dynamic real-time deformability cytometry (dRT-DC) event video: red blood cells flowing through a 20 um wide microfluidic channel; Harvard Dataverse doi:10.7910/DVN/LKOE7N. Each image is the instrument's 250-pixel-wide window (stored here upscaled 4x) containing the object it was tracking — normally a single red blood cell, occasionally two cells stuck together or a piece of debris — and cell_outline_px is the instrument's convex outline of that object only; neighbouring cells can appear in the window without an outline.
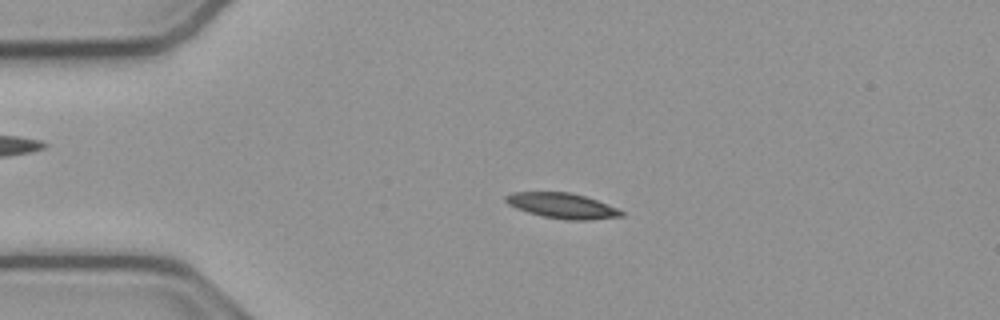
{"species": "common noctule bat (a hibernating species)", "species_latin": "Nyctalus noctula", "temperature_condition": "cold", "stored_images_in_passage": 54, "camera_frame_rate_fps": 3000, "um_per_image_px": 0.085, "animal": {"sex": "male", "body_mass_g": 23.1, "forearm_length_mm": 52.7}, "frame": {"image": 1, "passage_image": 12, "time_ms": 3.667, "image_size_px": [1000, 320], "cell_outline_px": [[624, 216], [588, 220], [564, 220], [544, 216], [528, 212], [516, 208], [508, 204], [504, 200], [504, 196], [512, 192], [568, 192], [584, 196], [596, 200], [616, 208], [624, 212]], "centroid_in_image_um": [47.76, 17.48], "position_along_channel_um": 37.2, "area_um2": 16.94}}
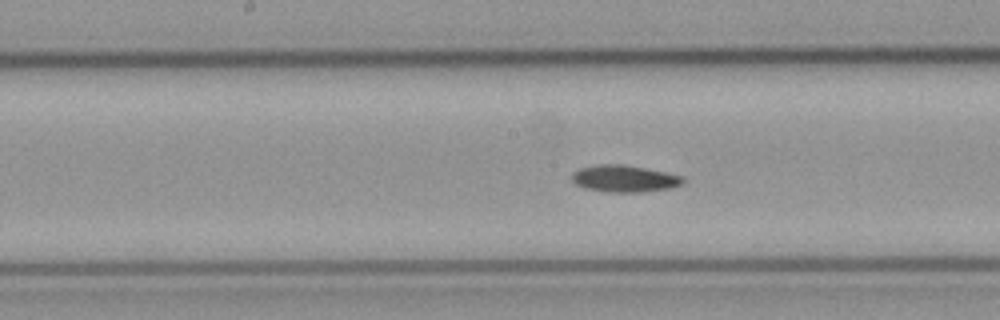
{"frame": {"image": 2, "passage_image": 27, "time_ms": 8.667, "image_size_px": [1000, 320], "cell_outline_px": [[684, 184], [672, 188], [640, 192], [604, 192], [584, 188], [576, 184], [572, 180], [572, 172], [580, 168], [600, 164], [620, 164], [644, 168], [684, 176]], "centroid_in_image_um": [53.08, 15.19], "position_along_channel_um": 195.1, "area_um2": 17.46}}
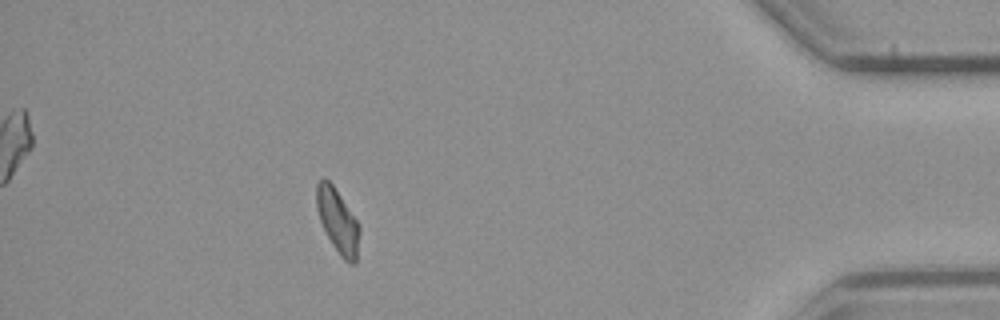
{"frame": {"image": 3, "passage_image": 48, "time_ms": 15.667, "image_size_px": [1000, 320], "cell_outline_px": [[360, 232], [356, 264], [352, 264], [344, 260], [340, 256], [332, 244], [320, 220], [316, 208], [316, 184], [324, 176], [332, 184], [356, 220], [360, 228]], "centroid_in_image_um": [28.7, 18.79], "position_along_channel_um": 406.5, "area_um2": 15.84}}